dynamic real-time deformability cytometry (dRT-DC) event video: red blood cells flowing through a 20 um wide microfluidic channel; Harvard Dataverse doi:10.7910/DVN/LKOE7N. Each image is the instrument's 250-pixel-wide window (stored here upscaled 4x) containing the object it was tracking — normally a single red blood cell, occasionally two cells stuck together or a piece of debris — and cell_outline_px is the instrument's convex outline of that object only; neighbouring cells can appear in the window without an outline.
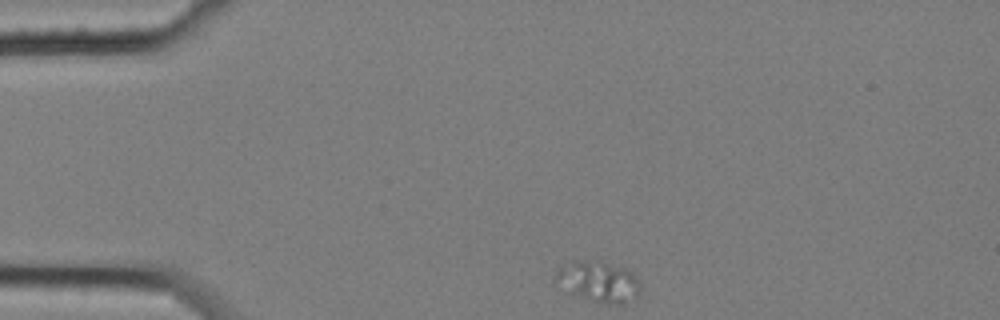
{"species": "common noctule bat (a hibernating species)", "species_latin": "Nyctalus noctula", "temperature_condition": "cold", "stored_images_in_passage": 14, "camera_frame_rate_fps": 3000, "um_per_image_px": 0.085, "animal": {"sex": "female", "body_mass_g": 25.1}, "frame": {"image": 1, "passage_image": 1, "time_ms": 0.0, "image_size_px": [1000, 320], "cell_outline_px": [[640, 296], [624, 304], [600, 304], [568, 292], [552, 284], [552, 280], [556, 268], [564, 264], [580, 260], [600, 260], [624, 268], [632, 272], [640, 280]], "centroid_in_image_um": [50.82, 23.94], "position_along_channel_um": 34.2, "area_um2": 21.1}}
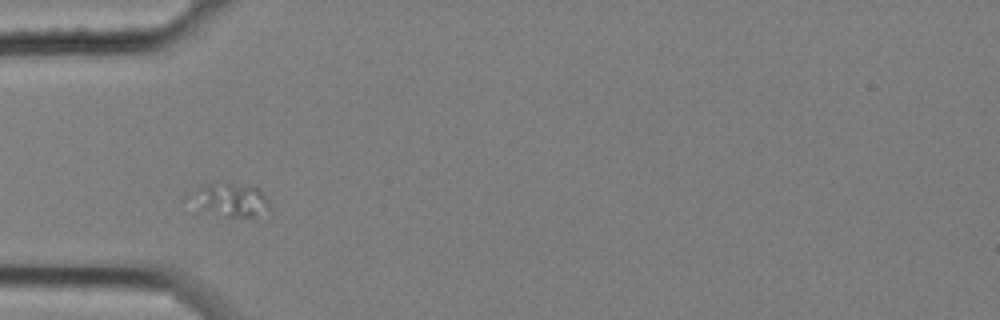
{"frame": {"image": 2, "passage_image": 8, "time_ms": 2.333, "image_size_px": [1000, 320], "cell_outline_px": [[272, 216], [224, 216], [192, 212], [180, 204], [180, 200], [184, 196], [208, 184], [224, 180], [260, 188], [268, 200]], "centroid_in_image_um": [19.36, 17.02], "position_along_channel_um": 65.6, "area_um2": 17.63}}